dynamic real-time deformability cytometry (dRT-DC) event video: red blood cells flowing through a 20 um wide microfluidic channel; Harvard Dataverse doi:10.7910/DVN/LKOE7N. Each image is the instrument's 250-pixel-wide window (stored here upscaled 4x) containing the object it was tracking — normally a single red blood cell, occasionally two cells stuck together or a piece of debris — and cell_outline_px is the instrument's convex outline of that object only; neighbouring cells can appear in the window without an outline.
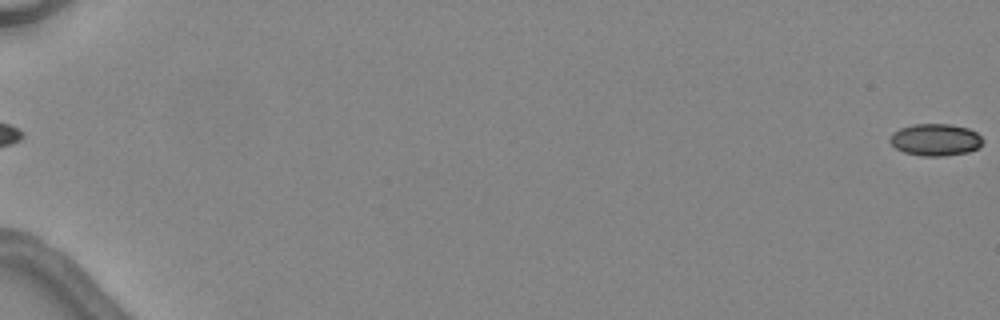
{"species": "common noctule bat (a hibernating species)", "species_latin": "Nyctalus noctula", "temperature_condition": "warm", "stored_images_in_passage": 2, "segment_of_instrument_passage": [2, 2], "camera_frame_rate_fps": 3000, "um_per_image_px": 0.085, "animal": {"sex": "female", "body_mass_g": 24.6, "forearm_length_mm": 56.2}, "frame": {"image": 1, "passage_image": 2, "time_ms": 1.0, "image_size_px": [1000, 320], "cell_outline_px": [[984, 140], [980, 148], [968, 152], [944, 156], [920, 156], [904, 152], [896, 148], [888, 140], [892, 132], [900, 128], [912, 124], [952, 124], [968, 128], [976, 132]], "centroid_in_image_um": [79.52, 11.88], "position_along_channel_um": 5.5, "area_um2": 17.57}}